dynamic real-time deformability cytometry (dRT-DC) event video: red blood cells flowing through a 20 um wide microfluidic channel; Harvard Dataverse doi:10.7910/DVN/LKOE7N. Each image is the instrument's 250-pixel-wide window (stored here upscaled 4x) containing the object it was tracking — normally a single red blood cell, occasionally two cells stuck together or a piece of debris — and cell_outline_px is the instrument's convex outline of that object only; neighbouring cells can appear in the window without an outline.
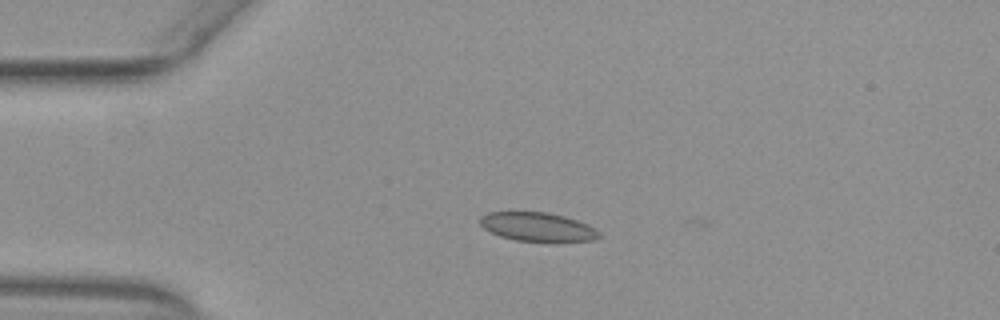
{"species": "common noctule bat (a hibernating species)", "species_latin": "Nyctalus noctula", "temperature_condition": "warm", "stored_images_in_passage": 40, "camera_frame_rate_fps": 3000, "um_per_image_px": 0.085, "animal": {"sex": "female", "body_mass_g": 29.2, "forearm_length_mm": 56.3}, "frame": {"image": 1, "passage_image": 1, "time_ms": 0.0, "image_size_px": [1000, 320], "cell_outline_px": [[600, 236], [592, 240], [556, 244], [516, 240], [500, 236], [484, 228], [480, 224], [480, 216], [488, 212], [508, 208], [548, 212], [564, 216], [588, 224], [596, 228], [600, 232]], "centroid_in_image_um": [45.67, 19.26], "position_along_channel_um": 39.3, "area_um2": 21.5}}
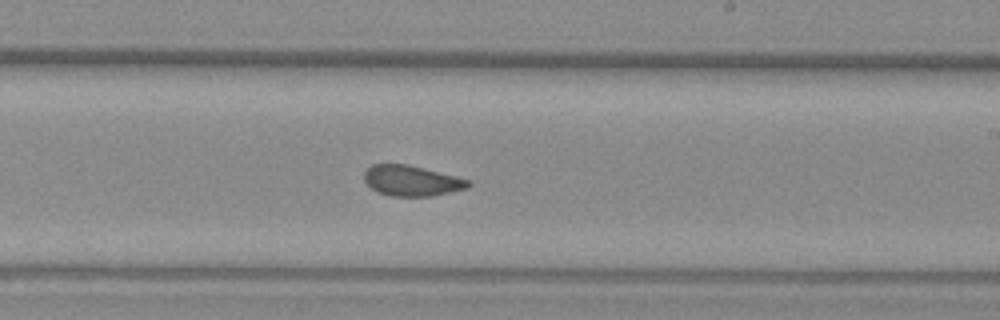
{"frame": {"image": 2, "passage_image": 20, "time_ms": 6.333, "image_size_px": [1000, 320], "cell_outline_px": [[472, 184], [468, 188], [432, 196], [388, 196], [376, 192], [364, 180], [364, 172], [372, 164], [408, 164], [472, 180]], "centroid_in_image_um": [35.01, 15.36], "position_along_channel_um": 254.0, "area_um2": 18.67}}
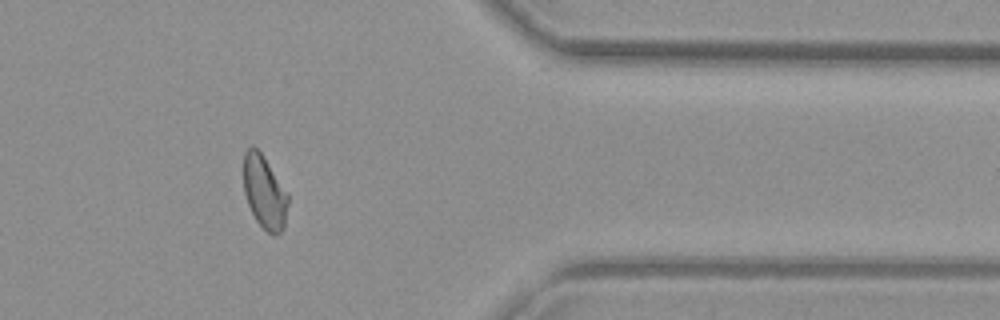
{"frame": {"image": 3, "passage_image": 32, "time_ms": 10.333, "image_size_px": [1000, 320], "cell_outline_px": [[288, 204], [284, 228], [276, 236], [272, 236], [256, 220], [248, 204], [244, 192], [244, 152], [252, 144], [260, 152], [288, 192]], "centroid_in_image_um": [22.49, 16.35], "position_along_channel_um": 388.9, "area_um2": 18.9}, "authors_computed_cell_mechanics": {"area_um2": 19.3341, "velocity_mm_per_s": 3.8857, "shape_relaxation_time_tau1_ms": null, "shape_relaxation_time_tau2_ms": 1.2228, "deformation_change_tau1": null, "deformation_change_tau2": 0.0519}}